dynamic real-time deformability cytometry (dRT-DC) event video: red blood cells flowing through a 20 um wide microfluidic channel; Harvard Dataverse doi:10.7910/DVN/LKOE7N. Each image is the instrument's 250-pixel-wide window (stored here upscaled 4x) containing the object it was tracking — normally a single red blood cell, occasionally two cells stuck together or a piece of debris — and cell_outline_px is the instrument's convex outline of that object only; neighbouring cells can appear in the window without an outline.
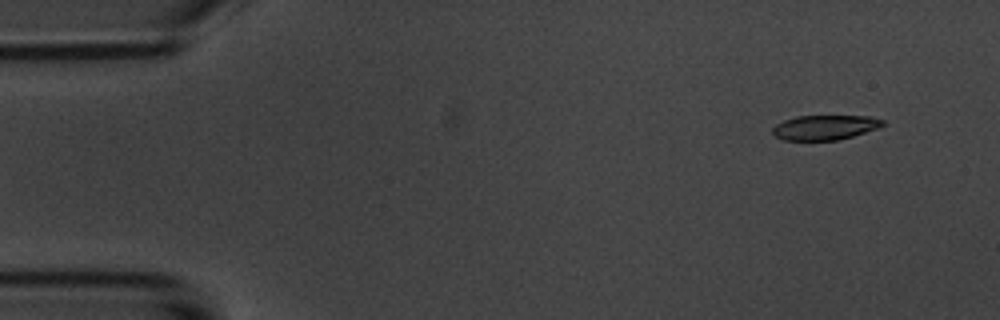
{"species": "common noctule bat (a hibernating species)", "species_latin": "Nyctalus noctula", "temperature_condition": "room temperature", "stored_images_in_passage": 5, "camera_frame_rate_fps": 3000, "um_per_image_px": 0.085, "animal": {"sex": "male", "body_mass_g": 20.1, "forearm_length_mm": 53.5}, "frame": {"image": 1, "passage_image": 1, "time_ms": 0.0, "image_size_px": [1000, 320], "cell_outline_px": [[884, 124], [876, 128], [852, 136], [836, 140], [784, 140], [776, 136], [772, 132], [772, 128], [776, 124], [784, 120], [796, 116], [868, 116], [884, 120]], "centroid_in_image_um": [70.07, 10.82], "position_along_channel_um": 14.9, "area_um2": 15.66}}
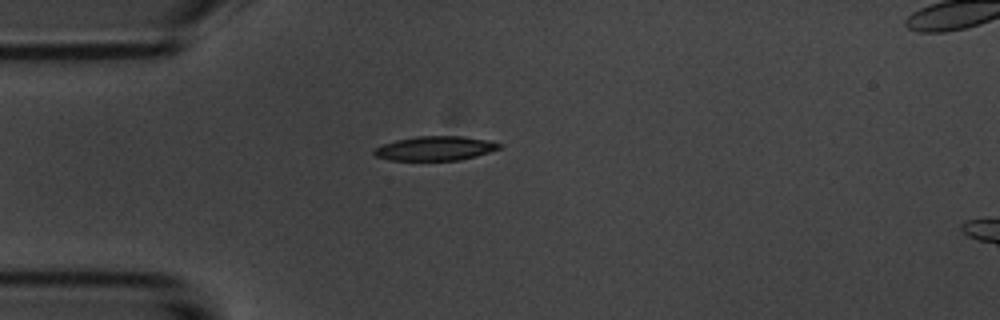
{"frame": {"image": 2, "passage_image": 4, "time_ms": 3.333, "image_size_px": [1000, 320], "cell_outline_px": [[500, 148], [476, 156], [460, 160], [392, 160], [376, 156], [372, 152], [376, 148], [384, 144], [396, 140], [416, 136], [460, 136], [484, 140], [500, 144]], "centroid_in_image_um": [36.96, 12.61], "position_along_channel_um": 48.0, "area_um2": 17.34}}